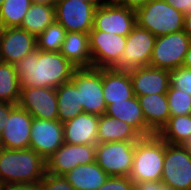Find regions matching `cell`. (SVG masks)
I'll list each match as a JSON object with an SVG mask.
<instances>
[{
    "label": "cell",
    "instance_id": "6da1fadb",
    "mask_svg": "<svg viewBox=\"0 0 191 190\" xmlns=\"http://www.w3.org/2000/svg\"><path fill=\"white\" fill-rule=\"evenodd\" d=\"M21 87H47L56 89L72 79L74 67L60 52L41 51L28 53L15 65Z\"/></svg>",
    "mask_w": 191,
    "mask_h": 190
},
{
    "label": "cell",
    "instance_id": "7a4b0ae2",
    "mask_svg": "<svg viewBox=\"0 0 191 190\" xmlns=\"http://www.w3.org/2000/svg\"><path fill=\"white\" fill-rule=\"evenodd\" d=\"M46 161L33 149L0 148V178L5 184H38Z\"/></svg>",
    "mask_w": 191,
    "mask_h": 190
},
{
    "label": "cell",
    "instance_id": "3957f363",
    "mask_svg": "<svg viewBox=\"0 0 191 190\" xmlns=\"http://www.w3.org/2000/svg\"><path fill=\"white\" fill-rule=\"evenodd\" d=\"M165 141L157 134L136 141L132 170L129 177L135 184L161 182Z\"/></svg>",
    "mask_w": 191,
    "mask_h": 190
},
{
    "label": "cell",
    "instance_id": "277c9868",
    "mask_svg": "<svg viewBox=\"0 0 191 190\" xmlns=\"http://www.w3.org/2000/svg\"><path fill=\"white\" fill-rule=\"evenodd\" d=\"M136 22L158 37L182 31L184 14L162 0H151L136 11Z\"/></svg>",
    "mask_w": 191,
    "mask_h": 190
},
{
    "label": "cell",
    "instance_id": "5b68a950",
    "mask_svg": "<svg viewBox=\"0 0 191 190\" xmlns=\"http://www.w3.org/2000/svg\"><path fill=\"white\" fill-rule=\"evenodd\" d=\"M161 182L172 190H191V152L165 142Z\"/></svg>",
    "mask_w": 191,
    "mask_h": 190
},
{
    "label": "cell",
    "instance_id": "8992f818",
    "mask_svg": "<svg viewBox=\"0 0 191 190\" xmlns=\"http://www.w3.org/2000/svg\"><path fill=\"white\" fill-rule=\"evenodd\" d=\"M191 38L182 30L156 38L149 66L173 70L183 66Z\"/></svg>",
    "mask_w": 191,
    "mask_h": 190
},
{
    "label": "cell",
    "instance_id": "52a82bcc",
    "mask_svg": "<svg viewBox=\"0 0 191 190\" xmlns=\"http://www.w3.org/2000/svg\"><path fill=\"white\" fill-rule=\"evenodd\" d=\"M136 141L96 144L95 161L109 176L129 177Z\"/></svg>",
    "mask_w": 191,
    "mask_h": 190
},
{
    "label": "cell",
    "instance_id": "ba28073f",
    "mask_svg": "<svg viewBox=\"0 0 191 190\" xmlns=\"http://www.w3.org/2000/svg\"><path fill=\"white\" fill-rule=\"evenodd\" d=\"M72 80L79 91L83 111L98 116L103 115L107 106L103 97L102 68L76 69Z\"/></svg>",
    "mask_w": 191,
    "mask_h": 190
},
{
    "label": "cell",
    "instance_id": "9c48e42d",
    "mask_svg": "<svg viewBox=\"0 0 191 190\" xmlns=\"http://www.w3.org/2000/svg\"><path fill=\"white\" fill-rule=\"evenodd\" d=\"M156 36L136 24L126 36L122 58L114 67L118 71H131L138 67L149 66Z\"/></svg>",
    "mask_w": 191,
    "mask_h": 190
},
{
    "label": "cell",
    "instance_id": "30bf717a",
    "mask_svg": "<svg viewBox=\"0 0 191 190\" xmlns=\"http://www.w3.org/2000/svg\"><path fill=\"white\" fill-rule=\"evenodd\" d=\"M89 48L93 68H114L122 58L126 45V36L91 30Z\"/></svg>",
    "mask_w": 191,
    "mask_h": 190
},
{
    "label": "cell",
    "instance_id": "8fae6325",
    "mask_svg": "<svg viewBox=\"0 0 191 190\" xmlns=\"http://www.w3.org/2000/svg\"><path fill=\"white\" fill-rule=\"evenodd\" d=\"M136 24V11L109 0L103 5L96 7L91 30L127 36Z\"/></svg>",
    "mask_w": 191,
    "mask_h": 190
},
{
    "label": "cell",
    "instance_id": "7c38bea8",
    "mask_svg": "<svg viewBox=\"0 0 191 190\" xmlns=\"http://www.w3.org/2000/svg\"><path fill=\"white\" fill-rule=\"evenodd\" d=\"M33 116L16 105L8 117L0 121V148L28 149Z\"/></svg>",
    "mask_w": 191,
    "mask_h": 190
},
{
    "label": "cell",
    "instance_id": "4fadbf2b",
    "mask_svg": "<svg viewBox=\"0 0 191 190\" xmlns=\"http://www.w3.org/2000/svg\"><path fill=\"white\" fill-rule=\"evenodd\" d=\"M95 9L93 4L80 0H57L56 21L66 32L89 33L93 28Z\"/></svg>",
    "mask_w": 191,
    "mask_h": 190
},
{
    "label": "cell",
    "instance_id": "5bb4252c",
    "mask_svg": "<svg viewBox=\"0 0 191 190\" xmlns=\"http://www.w3.org/2000/svg\"><path fill=\"white\" fill-rule=\"evenodd\" d=\"M96 145L63 143L55 153L46 160V172L65 175L79 165L95 162Z\"/></svg>",
    "mask_w": 191,
    "mask_h": 190
},
{
    "label": "cell",
    "instance_id": "9a60e30c",
    "mask_svg": "<svg viewBox=\"0 0 191 190\" xmlns=\"http://www.w3.org/2000/svg\"><path fill=\"white\" fill-rule=\"evenodd\" d=\"M64 143L63 123L57 120H43L33 117L29 148L45 161Z\"/></svg>",
    "mask_w": 191,
    "mask_h": 190
},
{
    "label": "cell",
    "instance_id": "2e32d148",
    "mask_svg": "<svg viewBox=\"0 0 191 190\" xmlns=\"http://www.w3.org/2000/svg\"><path fill=\"white\" fill-rule=\"evenodd\" d=\"M18 105L35 118L58 119L57 95L54 88L21 87Z\"/></svg>",
    "mask_w": 191,
    "mask_h": 190
},
{
    "label": "cell",
    "instance_id": "e0dca14e",
    "mask_svg": "<svg viewBox=\"0 0 191 190\" xmlns=\"http://www.w3.org/2000/svg\"><path fill=\"white\" fill-rule=\"evenodd\" d=\"M37 49V37L20 27L0 31V61L15 65L28 53Z\"/></svg>",
    "mask_w": 191,
    "mask_h": 190
},
{
    "label": "cell",
    "instance_id": "ac0fdd59",
    "mask_svg": "<svg viewBox=\"0 0 191 190\" xmlns=\"http://www.w3.org/2000/svg\"><path fill=\"white\" fill-rule=\"evenodd\" d=\"M135 96L167 94L170 86V71L152 66L138 67L129 71Z\"/></svg>",
    "mask_w": 191,
    "mask_h": 190
},
{
    "label": "cell",
    "instance_id": "d6986e66",
    "mask_svg": "<svg viewBox=\"0 0 191 190\" xmlns=\"http://www.w3.org/2000/svg\"><path fill=\"white\" fill-rule=\"evenodd\" d=\"M98 122V115L85 112L64 122V143L96 145L98 143Z\"/></svg>",
    "mask_w": 191,
    "mask_h": 190
},
{
    "label": "cell",
    "instance_id": "ffe728a7",
    "mask_svg": "<svg viewBox=\"0 0 191 190\" xmlns=\"http://www.w3.org/2000/svg\"><path fill=\"white\" fill-rule=\"evenodd\" d=\"M102 86L106 106L134 96L129 71L102 68Z\"/></svg>",
    "mask_w": 191,
    "mask_h": 190
},
{
    "label": "cell",
    "instance_id": "44dd1931",
    "mask_svg": "<svg viewBox=\"0 0 191 190\" xmlns=\"http://www.w3.org/2000/svg\"><path fill=\"white\" fill-rule=\"evenodd\" d=\"M105 114L133 126L143 137L155 134L146 125L139 100L135 95L128 100L108 105Z\"/></svg>",
    "mask_w": 191,
    "mask_h": 190
},
{
    "label": "cell",
    "instance_id": "7402d4cb",
    "mask_svg": "<svg viewBox=\"0 0 191 190\" xmlns=\"http://www.w3.org/2000/svg\"><path fill=\"white\" fill-rule=\"evenodd\" d=\"M60 53L77 69L92 68L88 33L66 32Z\"/></svg>",
    "mask_w": 191,
    "mask_h": 190
},
{
    "label": "cell",
    "instance_id": "603a6c76",
    "mask_svg": "<svg viewBox=\"0 0 191 190\" xmlns=\"http://www.w3.org/2000/svg\"><path fill=\"white\" fill-rule=\"evenodd\" d=\"M146 125L157 134L170 118L166 94L137 96Z\"/></svg>",
    "mask_w": 191,
    "mask_h": 190
},
{
    "label": "cell",
    "instance_id": "cb8c5ba5",
    "mask_svg": "<svg viewBox=\"0 0 191 190\" xmlns=\"http://www.w3.org/2000/svg\"><path fill=\"white\" fill-rule=\"evenodd\" d=\"M98 143L138 141L143 136L131 125L105 113L99 116Z\"/></svg>",
    "mask_w": 191,
    "mask_h": 190
},
{
    "label": "cell",
    "instance_id": "d4e9b609",
    "mask_svg": "<svg viewBox=\"0 0 191 190\" xmlns=\"http://www.w3.org/2000/svg\"><path fill=\"white\" fill-rule=\"evenodd\" d=\"M63 176L75 190H97L109 177L96 161L76 166Z\"/></svg>",
    "mask_w": 191,
    "mask_h": 190
},
{
    "label": "cell",
    "instance_id": "484cf974",
    "mask_svg": "<svg viewBox=\"0 0 191 190\" xmlns=\"http://www.w3.org/2000/svg\"><path fill=\"white\" fill-rule=\"evenodd\" d=\"M55 90L60 122L64 123L84 112L82 103H80L79 91L72 79L58 86Z\"/></svg>",
    "mask_w": 191,
    "mask_h": 190
},
{
    "label": "cell",
    "instance_id": "4316f807",
    "mask_svg": "<svg viewBox=\"0 0 191 190\" xmlns=\"http://www.w3.org/2000/svg\"><path fill=\"white\" fill-rule=\"evenodd\" d=\"M55 20V5L31 4L20 28L37 37Z\"/></svg>",
    "mask_w": 191,
    "mask_h": 190
},
{
    "label": "cell",
    "instance_id": "83f0119b",
    "mask_svg": "<svg viewBox=\"0 0 191 190\" xmlns=\"http://www.w3.org/2000/svg\"><path fill=\"white\" fill-rule=\"evenodd\" d=\"M157 135L168 144L184 145L191 136V114L170 116Z\"/></svg>",
    "mask_w": 191,
    "mask_h": 190
},
{
    "label": "cell",
    "instance_id": "f1b7e54d",
    "mask_svg": "<svg viewBox=\"0 0 191 190\" xmlns=\"http://www.w3.org/2000/svg\"><path fill=\"white\" fill-rule=\"evenodd\" d=\"M21 81L13 64L0 61V102L18 105Z\"/></svg>",
    "mask_w": 191,
    "mask_h": 190
},
{
    "label": "cell",
    "instance_id": "f546056e",
    "mask_svg": "<svg viewBox=\"0 0 191 190\" xmlns=\"http://www.w3.org/2000/svg\"><path fill=\"white\" fill-rule=\"evenodd\" d=\"M30 5V0H5L0 7V27H20Z\"/></svg>",
    "mask_w": 191,
    "mask_h": 190
},
{
    "label": "cell",
    "instance_id": "4dcf8cb0",
    "mask_svg": "<svg viewBox=\"0 0 191 190\" xmlns=\"http://www.w3.org/2000/svg\"><path fill=\"white\" fill-rule=\"evenodd\" d=\"M66 30L56 20L37 36V48L41 51L60 52Z\"/></svg>",
    "mask_w": 191,
    "mask_h": 190
},
{
    "label": "cell",
    "instance_id": "1f68e13d",
    "mask_svg": "<svg viewBox=\"0 0 191 190\" xmlns=\"http://www.w3.org/2000/svg\"><path fill=\"white\" fill-rule=\"evenodd\" d=\"M170 116H181L191 114V95L169 86L167 91Z\"/></svg>",
    "mask_w": 191,
    "mask_h": 190
},
{
    "label": "cell",
    "instance_id": "d6a6232c",
    "mask_svg": "<svg viewBox=\"0 0 191 190\" xmlns=\"http://www.w3.org/2000/svg\"><path fill=\"white\" fill-rule=\"evenodd\" d=\"M170 86L191 95V69L181 66L170 70Z\"/></svg>",
    "mask_w": 191,
    "mask_h": 190
},
{
    "label": "cell",
    "instance_id": "836d02e7",
    "mask_svg": "<svg viewBox=\"0 0 191 190\" xmlns=\"http://www.w3.org/2000/svg\"><path fill=\"white\" fill-rule=\"evenodd\" d=\"M40 190H75L63 175L45 173L38 183Z\"/></svg>",
    "mask_w": 191,
    "mask_h": 190
},
{
    "label": "cell",
    "instance_id": "e575fe53",
    "mask_svg": "<svg viewBox=\"0 0 191 190\" xmlns=\"http://www.w3.org/2000/svg\"><path fill=\"white\" fill-rule=\"evenodd\" d=\"M97 190H135V183L130 177L109 176Z\"/></svg>",
    "mask_w": 191,
    "mask_h": 190
},
{
    "label": "cell",
    "instance_id": "d590c367",
    "mask_svg": "<svg viewBox=\"0 0 191 190\" xmlns=\"http://www.w3.org/2000/svg\"><path fill=\"white\" fill-rule=\"evenodd\" d=\"M116 4L137 11L151 0H113Z\"/></svg>",
    "mask_w": 191,
    "mask_h": 190
},
{
    "label": "cell",
    "instance_id": "8d00e7d4",
    "mask_svg": "<svg viewBox=\"0 0 191 190\" xmlns=\"http://www.w3.org/2000/svg\"><path fill=\"white\" fill-rule=\"evenodd\" d=\"M183 14L191 12V0H162Z\"/></svg>",
    "mask_w": 191,
    "mask_h": 190
},
{
    "label": "cell",
    "instance_id": "74e56055",
    "mask_svg": "<svg viewBox=\"0 0 191 190\" xmlns=\"http://www.w3.org/2000/svg\"><path fill=\"white\" fill-rule=\"evenodd\" d=\"M3 190H40L38 184H5Z\"/></svg>",
    "mask_w": 191,
    "mask_h": 190
},
{
    "label": "cell",
    "instance_id": "f35d334b",
    "mask_svg": "<svg viewBox=\"0 0 191 190\" xmlns=\"http://www.w3.org/2000/svg\"><path fill=\"white\" fill-rule=\"evenodd\" d=\"M135 190H160V182H142L135 184Z\"/></svg>",
    "mask_w": 191,
    "mask_h": 190
},
{
    "label": "cell",
    "instance_id": "ab89813d",
    "mask_svg": "<svg viewBox=\"0 0 191 190\" xmlns=\"http://www.w3.org/2000/svg\"><path fill=\"white\" fill-rule=\"evenodd\" d=\"M16 105L10 104V103H5V102H0V121L8 117L10 111L15 107ZM2 131L0 129V135Z\"/></svg>",
    "mask_w": 191,
    "mask_h": 190
},
{
    "label": "cell",
    "instance_id": "60d3db41",
    "mask_svg": "<svg viewBox=\"0 0 191 190\" xmlns=\"http://www.w3.org/2000/svg\"><path fill=\"white\" fill-rule=\"evenodd\" d=\"M183 30L191 38V12L184 14Z\"/></svg>",
    "mask_w": 191,
    "mask_h": 190
},
{
    "label": "cell",
    "instance_id": "b9f144b4",
    "mask_svg": "<svg viewBox=\"0 0 191 190\" xmlns=\"http://www.w3.org/2000/svg\"><path fill=\"white\" fill-rule=\"evenodd\" d=\"M183 66L186 67V68L191 69V43H190L189 49H188V51L186 53Z\"/></svg>",
    "mask_w": 191,
    "mask_h": 190
},
{
    "label": "cell",
    "instance_id": "7bdbcfd3",
    "mask_svg": "<svg viewBox=\"0 0 191 190\" xmlns=\"http://www.w3.org/2000/svg\"><path fill=\"white\" fill-rule=\"evenodd\" d=\"M57 0H30L31 4L55 5Z\"/></svg>",
    "mask_w": 191,
    "mask_h": 190
},
{
    "label": "cell",
    "instance_id": "ee69618b",
    "mask_svg": "<svg viewBox=\"0 0 191 190\" xmlns=\"http://www.w3.org/2000/svg\"><path fill=\"white\" fill-rule=\"evenodd\" d=\"M80 1L91 3L95 7H99V6L103 5L104 3L108 2L109 0H80Z\"/></svg>",
    "mask_w": 191,
    "mask_h": 190
},
{
    "label": "cell",
    "instance_id": "f6af8a7d",
    "mask_svg": "<svg viewBox=\"0 0 191 190\" xmlns=\"http://www.w3.org/2000/svg\"><path fill=\"white\" fill-rule=\"evenodd\" d=\"M183 146L191 152V136H190L189 139L186 141V143H184Z\"/></svg>",
    "mask_w": 191,
    "mask_h": 190
},
{
    "label": "cell",
    "instance_id": "bcb514c9",
    "mask_svg": "<svg viewBox=\"0 0 191 190\" xmlns=\"http://www.w3.org/2000/svg\"><path fill=\"white\" fill-rule=\"evenodd\" d=\"M160 190H172L169 187H166L162 182H160Z\"/></svg>",
    "mask_w": 191,
    "mask_h": 190
},
{
    "label": "cell",
    "instance_id": "7dc6e473",
    "mask_svg": "<svg viewBox=\"0 0 191 190\" xmlns=\"http://www.w3.org/2000/svg\"><path fill=\"white\" fill-rule=\"evenodd\" d=\"M4 185V181L0 178V190H3Z\"/></svg>",
    "mask_w": 191,
    "mask_h": 190
},
{
    "label": "cell",
    "instance_id": "c3c4849f",
    "mask_svg": "<svg viewBox=\"0 0 191 190\" xmlns=\"http://www.w3.org/2000/svg\"><path fill=\"white\" fill-rule=\"evenodd\" d=\"M4 1H5V0H0V7L2 6V4H3Z\"/></svg>",
    "mask_w": 191,
    "mask_h": 190
}]
</instances>
